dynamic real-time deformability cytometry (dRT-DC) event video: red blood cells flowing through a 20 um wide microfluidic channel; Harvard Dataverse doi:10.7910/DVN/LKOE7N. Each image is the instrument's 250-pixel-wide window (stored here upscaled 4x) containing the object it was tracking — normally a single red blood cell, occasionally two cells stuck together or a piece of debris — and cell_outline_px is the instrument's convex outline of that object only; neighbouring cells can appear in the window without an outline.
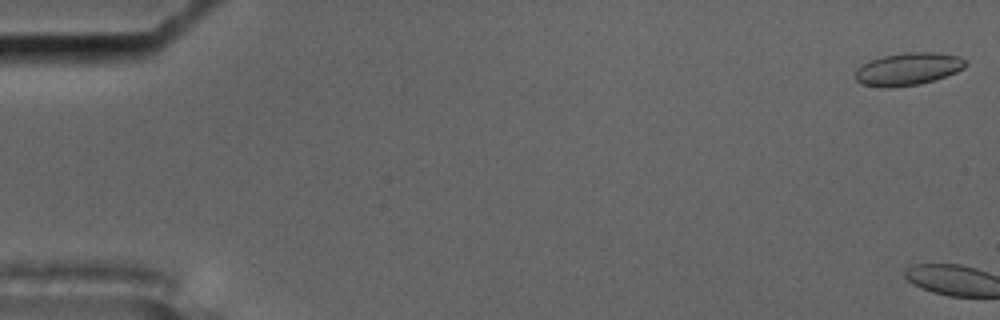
{"species": "common noctule bat (a hibernating species)", "species_latin": "Nyctalus noctula", "temperature_condition": "cold", "stored_images_in_passage": 3, "camera_frame_rate_fps": 3000, "um_per_image_px": 0.085, "animal": {"sex": "male", "body_mass_g": 17.5, "forearm_length_mm": 52.3}, "frame": {"image": 1, "passage_image": 1, "time_ms": 0.0, "image_size_px": [1000, 320], "cell_outline_px": [[968, 64], [964, 68], [956, 72], [920, 84], [892, 88], [880, 88], [860, 84], [856, 80], [856, 68], [872, 60], [884, 56], [904, 52], [936, 52], [960, 56], [968, 60]], "centroid_in_image_um": [77.2, 5.87], "position_along_channel_um": 7.8, "area_um2": 21.1}}